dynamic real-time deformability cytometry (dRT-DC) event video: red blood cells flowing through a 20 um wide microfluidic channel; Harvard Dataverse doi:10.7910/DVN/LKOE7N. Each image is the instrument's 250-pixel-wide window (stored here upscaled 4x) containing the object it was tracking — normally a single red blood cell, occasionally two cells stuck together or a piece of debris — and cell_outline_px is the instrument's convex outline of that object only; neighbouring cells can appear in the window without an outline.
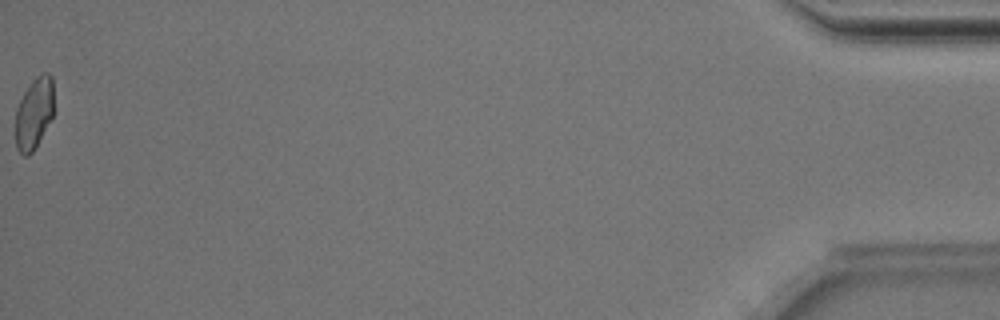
{"species": "Egyptian fruit bat (a non-hibernating species)", "species_latin": "Rousettus aegyptiacus", "temperature_condition": "room temperature", "stored_images_in_passage": 51, "camera_frame_rate_fps": 3000, "um_per_image_px": 0.085, "animal": {"sex": "male"}, "frame": {"image": 1, "passage_image": 51, "time_ms": 16.667, "image_size_px": [1000, 320], "cell_outline_px": [[52, 116], [32, 152], [28, 156], [24, 156], [16, 148], [16, 108], [24, 92], [32, 80], [36, 76], [44, 72], [48, 72], [52, 76]], "centroid_in_image_um": [2.87, 9.6], "position_along_channel_um": 432.3, "area_um2": 15.61}, "authors_computed_cell_mechanics": {"area_um2": 17.2822, "velocity_mm_per_s": 4.0112, "shape_relaxation_time_tau1_ms": 5.2725, "shape_relaxation_time_tau2_ms": 1.0969, "deformation_change_tau1": 0.1035, "deformation_change_tau2": 0.0623}}